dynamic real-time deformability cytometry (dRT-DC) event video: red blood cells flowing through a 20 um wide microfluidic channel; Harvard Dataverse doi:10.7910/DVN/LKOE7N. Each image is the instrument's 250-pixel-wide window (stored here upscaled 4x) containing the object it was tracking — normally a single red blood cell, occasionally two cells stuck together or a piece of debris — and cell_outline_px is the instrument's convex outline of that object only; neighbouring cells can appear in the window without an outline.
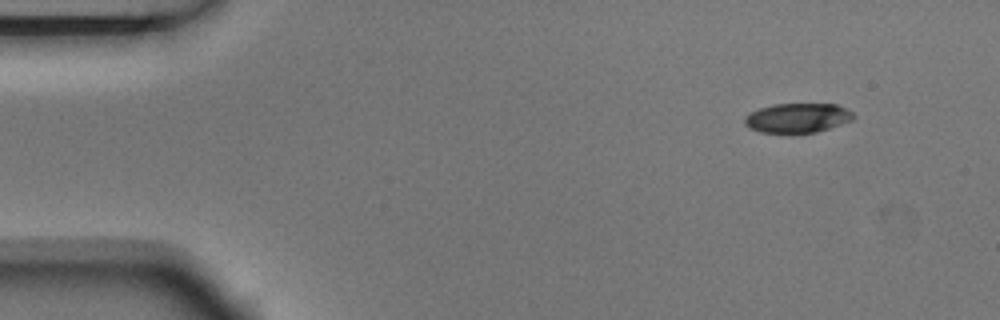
{"species": "Egyptian fruit bat (a non-hibernating species)", "species_latin": "Rousettus aegyptiacus", "temperature_condition": "room temperature", "stored_images_in_passage": 4, "camera_frame_rate_fps": 3000, "um_per_image_px": 0.085, "animal": {"sex": "male"}, "frame": {"image": 1, "passage_image": 1, "time_ms": 0.0, "image_size_px": [1000, 320], "cell_outline_px": [[856, 116], [852, 120], [816, 132], [760, 132], [748, 128], [744, 124], [744, 116], [760, 108], [772, 104], [836, 104], [852, 112]], "centroid_in_image_um": [67.76, 10.01], "position_along_channel_um": 17.2, "area_um2": 18.5}}
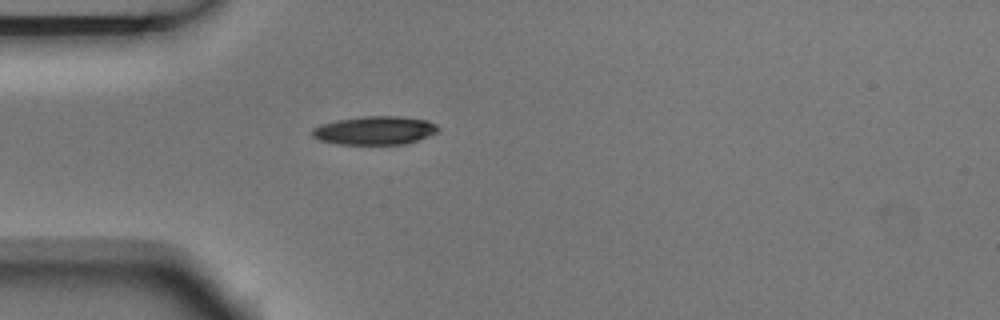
{"frame": {"image": 2, "passage_image": 4, "time_ms": 1.0, "image_size_px": [1000, 320], "cell_outline_px": [[440, 132], [404, 144], [336, 144], [320, 140], [312, 136], [312, 128], [320, 124], [340, 120], [364, 116], [400, 116], [428, 120], [436, 124], [440, 128]], "centroid_in_image_um": [31.89, 11.08], "position_along_channel_um": 53.1, "area_um2": 20.92}}